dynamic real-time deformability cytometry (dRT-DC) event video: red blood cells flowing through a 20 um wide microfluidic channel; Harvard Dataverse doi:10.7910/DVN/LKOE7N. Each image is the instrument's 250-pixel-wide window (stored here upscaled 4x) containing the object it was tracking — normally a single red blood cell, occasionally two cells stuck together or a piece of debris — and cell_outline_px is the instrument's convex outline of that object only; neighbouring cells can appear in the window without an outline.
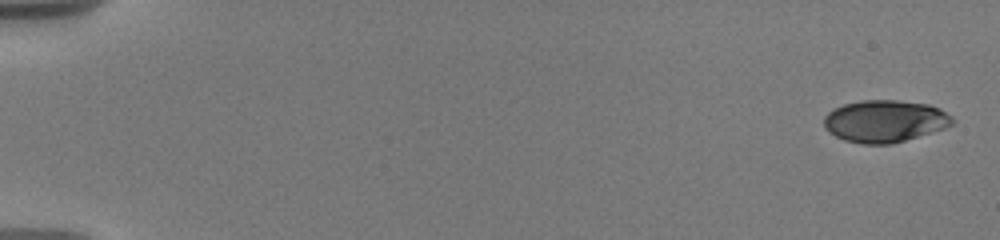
{"species": "human", "species_latin": "Homo sapiens", "temperature_condition": "warm", "stored_images_in_passage": 9, "camera_frame_rate_fps": 3000, "um_per_image_px": 0.085, "donor": {"sex": "male"}, "frame": {"image": 1, "passage_image": 1, "time_ms": 0.0, "image_size_px": [1000, 240], "cell_outline_px": [[956, 120], [952, 124], [944, 128], [892, 144], [860, 144], [844, 140], [828, 132], [824, 128], [824, 116], [832, 108], [844, 104], [864, 100], [896, 100], [928, 104], [940, 108], [952, 116]], "centroid_in_image_um": [75.19, 10.29], "position_along_channel_um": 9.8, "area_um2": 31.67}}
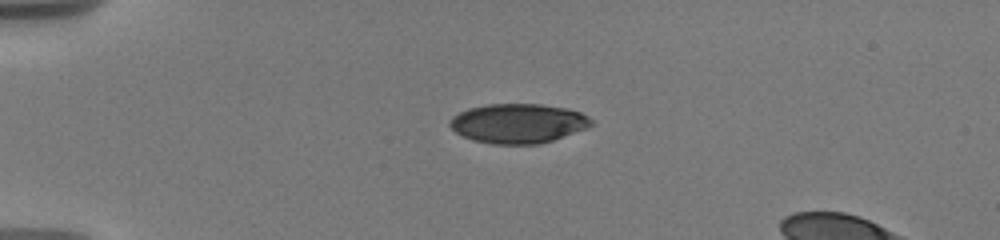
{"frame": {"image": 2, "passage_image": 6, "time_ms": 4.333, "image_size_px": [1000, 240], "cell_outline_px": [[596, 124], [588, 128], [540, 144], [492, 144], [476, 140], [464, 136], [456, 132], [448, 124], [448, 120], [452, 116], [468, 108], [488, 104], [540, 104], [568, 108], [580, 112], [588, 116]], "centroid_in_image_um": [44.07, 10.48], "position_along_channel_um": 40.9, "area_um2": 32.66}}
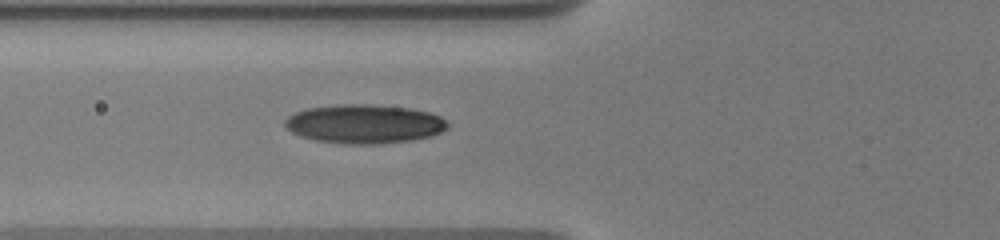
{"frame": {"image": 3, "passage_image": 9, "time_ms": 7.0, "image_size_px": [1000, 240], "cell_outline_px": [[448, 128], [432, 136], [412, 140], [376, 144], [352, 144], [316, 140], [300, 136], [292, 132], [284, 124], [284, 120], [288, 116], [296, 112], [308, 108], [336, 104], [368, 104], [408, 108], [428, 112], [440, 116], [448, 120]], "centroid_in_image_um": [30.99, 10.53], "position_along_channel_um": 94.8, "area_um2": 36.88}}